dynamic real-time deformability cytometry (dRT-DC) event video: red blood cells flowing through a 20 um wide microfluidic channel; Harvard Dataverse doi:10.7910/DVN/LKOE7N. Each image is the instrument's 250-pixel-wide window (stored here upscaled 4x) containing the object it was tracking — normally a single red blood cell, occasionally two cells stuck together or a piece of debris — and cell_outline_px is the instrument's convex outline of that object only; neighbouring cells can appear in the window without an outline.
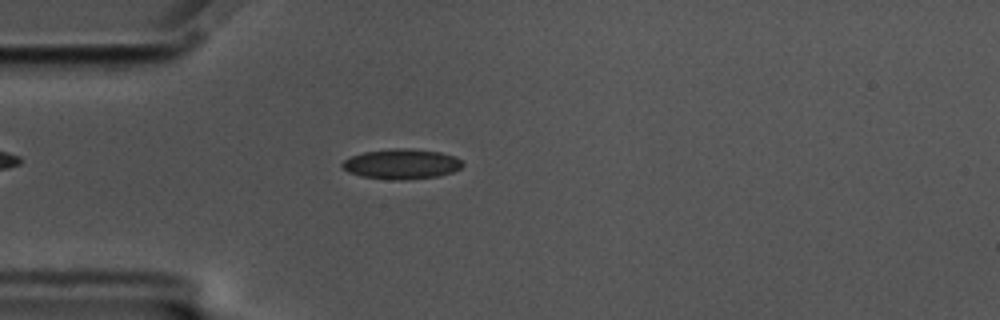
{"species": "common noctule bat (a hibernating species)", "species_latin": "Nyctalus noctula", "temperature_condition": "cold", "stored_images_in_passage": 57, "camera_frame_rate_fps": 3000, "um_per_image_px": 0.085, "animal": {"sex": "male", "body_mass_g": 17.5, "forearm_length_mm": 52.3}, "frame": {"image": 1, "passage_image": 15, "time_ms": 4.667, "image_size_px": [1000, 320], "cell_outline_px": [[464, 164], [460, 168], [452, 172], [436, 176], [408, 180], [392, 180], [360, 176], [348, 172], [340, 164], [344, 160], [352, 156], [364, 152], [396, 148], [412, 148], [440, 152], [456, 156]], "centroid_in_image_um": [34.14, 13.94], "position_along_channel_um": 50.9, "area_um2": 21.15}}
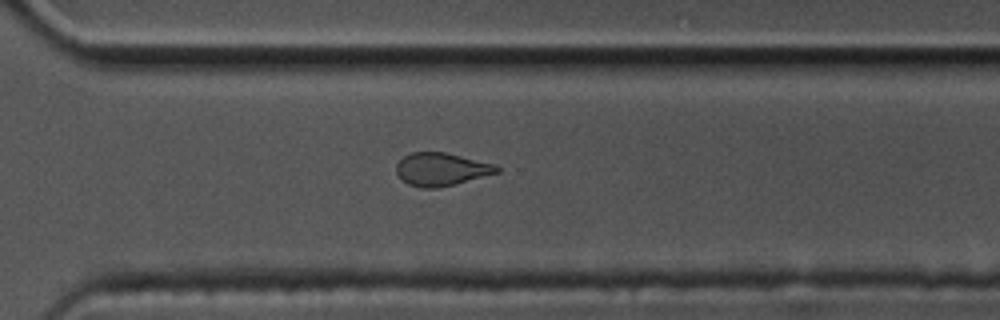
{"frame": {"image": 2, "passage_image": 40, "time_ms": 13.0, "image_size_px": [1000, 320], "cell_outline_px": [[500, 172], [456, 184], [436, 188], [420, 188], [408, 184], [396, 172], [396, 164], [404, 156], [412, 152], [444, 152], [496, 164], [500, 168]], "centroid_in_image_um": [37.53, 14.39], "position_along_channel_um": 333.1, "area_um2": 19.31}}
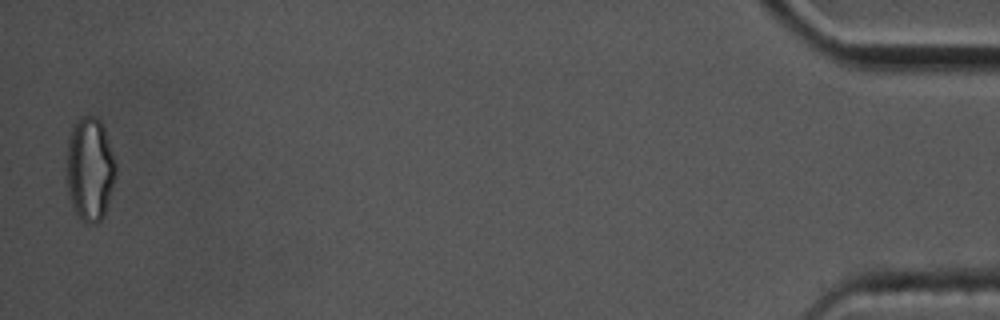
{"frame": {"image": 3, "passage_image": 56, "time_ms": 18.333, "image_size_px": [1000, 320], "cell_outline_px": [[116, 176], [104, 216], [96, 224], [88, 224], [76, 212], [72, 204], [68, 192], [64, 168], [68, 140], [72, 128], [84, 116], [96, 116], [100, 120], [104, 128], [116, 164]], "centroid_in_image_um": [7.62, 14.38], "position_along_channel_um": 427.6, "area_um2": 29.88}, "authors_computed_cell_mechanics": {"area_um2": 20.23, "velocity_mm_per_s": 3.5032, "shape_relaxation_time_tau1_ms": 6.0689, "shape_relaxation_time_tau2_ms": 1.9953, "deformation_change_tau1": 0.1196, "deformation_change_tau2": 0.067}}